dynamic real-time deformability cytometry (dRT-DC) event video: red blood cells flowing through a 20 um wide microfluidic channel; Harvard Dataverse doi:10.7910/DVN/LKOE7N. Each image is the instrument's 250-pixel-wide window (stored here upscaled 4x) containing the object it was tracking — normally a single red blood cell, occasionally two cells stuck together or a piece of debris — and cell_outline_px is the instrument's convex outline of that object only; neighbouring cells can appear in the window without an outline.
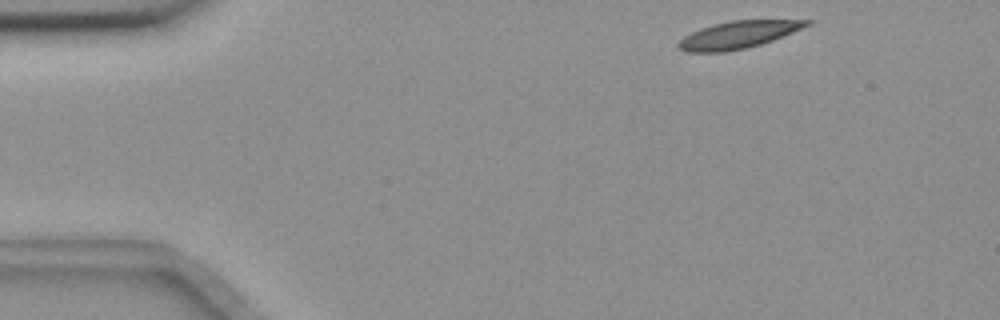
{"species": "common noctule bat (a hibernating species)", "species_latin": "Nyctalus noctula", "temperature_condition": "room temperature", "stored_images_in_passage": 49, "camera_frame_rate_fps": 3000, "um_per_image_px": 0.085, "animal": {"sex": "female", "body_mass_g": 18.4}, "frame": {"image": 1, "passage_image": 1, "time_ms": 0.0, "image_size_px": [1000, 320], "cell_outline_px": [[816, 20], [812, 24], [772, 40], [760, 44], [744, 48], [724, 52], [688, 52], [676, 48], [676, 44], [684, 36], [700, 28], [712, 24], [732, 20]], "centroid_in_image_um": [62.71, 2.95], "position_along_channel_um": 22.3, "area_um2": 20.35}}
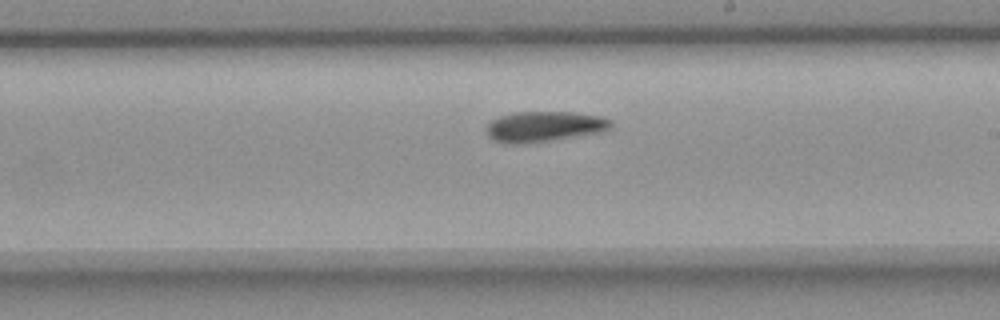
{"frame": {"image": 2, "passage_image": 26, "time_ms": 8.333, "image_size_px": [1000, 320], "cell_outline_px": [[612, 124], [608, 128], [600, 132], [552, 140], [524, 144], [504, 144], [492, 140], [488, 136], [488, 124], [492, 120], [500, 116], [516, 112], [572, 112], [600, 116], [612, 120]], "centroid_in_image_um": [46.23, 10.76], "position_along_channel_um": 242.8, "area_um2": 22.02}}
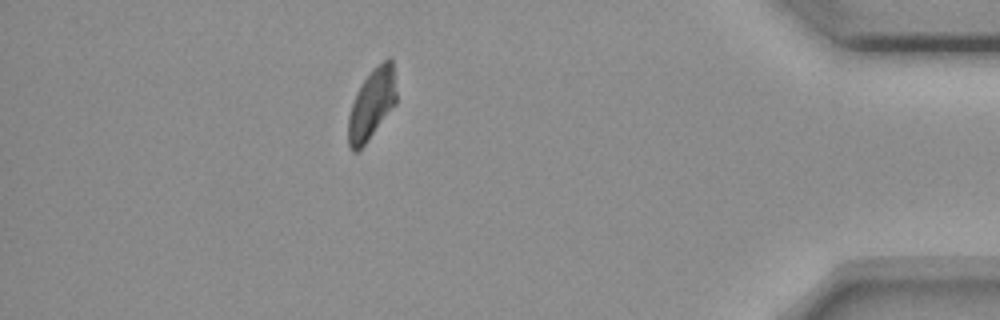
{"frame": {"image": 3, "passage_image": 43, "time_ms": 14.0, "image_size_px": [1000, 320], "cell_outline_px": [[396, 104], [364, 144], [356, 152], [352, 152], [348, 144], [348, 116], [352, 104], [364, 80], [372, 68], [388, 56], [392, 60], [396, 92]], "centroid_in_image_um": [31.6, 8.83], "position_along_channel_um": 403.6, "area_um2": 19.42}, "authors_computed_cell_mechanics": {"area_um2": 21.386, "velocity_mm_per_s": 3.6216, "shape_relaxation_time_tau1_ms": 8.1407, "shape_relaxation_time_tau2_ms": null, "deformation_change_tau1": 0.1742, "deformation_change_tau2": null}}